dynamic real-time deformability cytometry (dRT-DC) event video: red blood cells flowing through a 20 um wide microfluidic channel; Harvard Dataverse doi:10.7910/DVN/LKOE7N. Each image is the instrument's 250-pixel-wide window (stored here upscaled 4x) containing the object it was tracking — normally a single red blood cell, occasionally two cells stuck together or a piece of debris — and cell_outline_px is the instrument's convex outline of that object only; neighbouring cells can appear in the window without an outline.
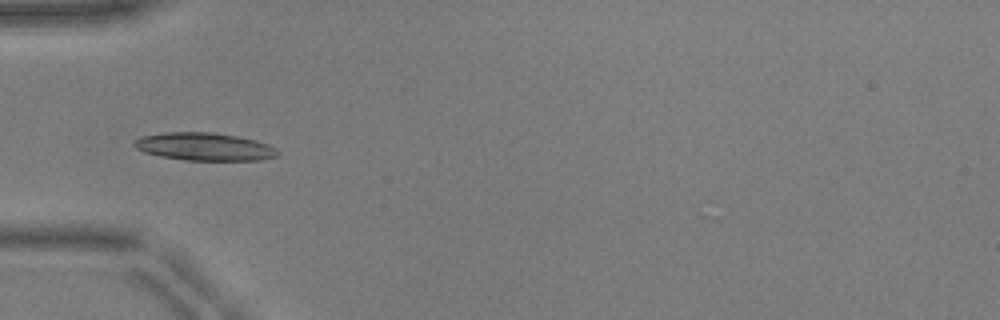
{"species": "common noctule bat (a hibernating species)", "species_latin": "Nyctalus noctula", "temperature_condition": "warm", "stored_images_in_passage": 43, "camera_frame_rate_fps": 3000, "um_per_image_px": 0.085, "animal": {"sex": "male", "body_mass_g": 17.9, "forearm_length_mm": 54.2}, "frame": {"image": 1, "passage_image": 9, "time_ms": 2.667, "image_size_px": [1000, 320], "cell_outline_px": [[280, 152], [276, 156], [260, 160], [184, 160], [160, 156], [144, 152], [136, 148], [132, 144], [132, 140], [140, 136], [164, 132], [212, 132], [236, 136], [256, 140], [268, 144], [276, 148]], "centroid_in_image_um": [17.34, 12.46], "position_along_channel_um": 67.7, "area_um2": 23.41}}
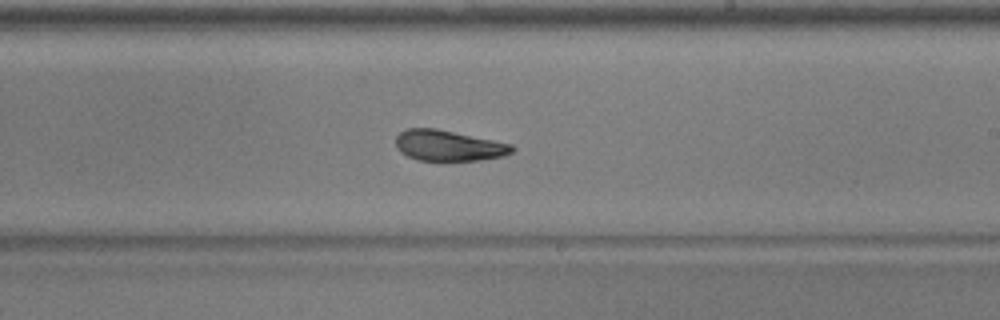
{"frame": {"image": 2, "passage_image": 23, "time_ms": 7.333, "image_size_px": [1000, 320], "cell_outline_px": [[516, 148], [512, 152], [504, 156], [480, 160], [420, 160], [408, 156], [400, 152], [396, 148], [396, 136], [400, 132], [408, 128], [436, 128], [512, 144]], "centroid_in_image_um": [38.13, 12.37], "position_along_channel_um": 250.9, "area_um2": 20.75}}
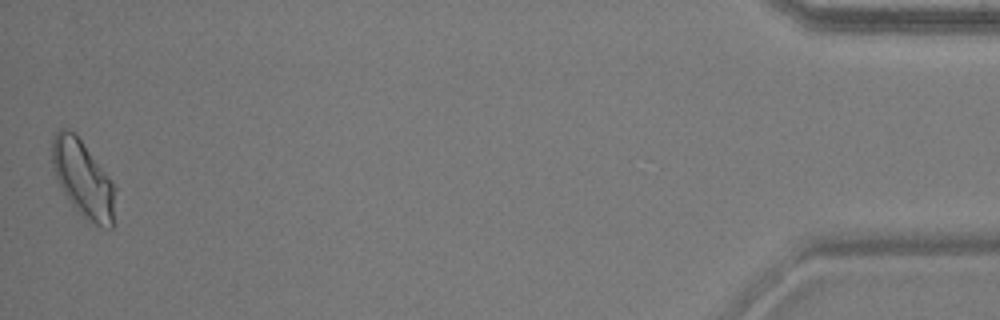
{"frame": {"image": 3, "passage_image": 43, "time_ms": 14.0, "image_size_px": [1000, 320], "cell_outline_px": [[116, 188], [112, 228], [104, 228], [96, 224], [76, 212], [64, 192], [56, 176], [52, 164], [52, 140], [56, 132], [60, 128], [64, 128], [72, 132], [80, 140], [108, 176]], "centroid_in_image_um": [7.06, 15.24], "position_along_channel_um": 428.1, "area_um2": 27.57}, "authors_computed_cell_mechanics": {"area_um2": 21.7328, "velocity_mm_per_s": 3.9359, "shape_relaxation_time_tau1_ms": 7.0177, "shape_relaxation_time_tau2_ms": 1.8115, "deformation_change_tau1": 0.1819, "deformation_change_tau2": 0.0824}}